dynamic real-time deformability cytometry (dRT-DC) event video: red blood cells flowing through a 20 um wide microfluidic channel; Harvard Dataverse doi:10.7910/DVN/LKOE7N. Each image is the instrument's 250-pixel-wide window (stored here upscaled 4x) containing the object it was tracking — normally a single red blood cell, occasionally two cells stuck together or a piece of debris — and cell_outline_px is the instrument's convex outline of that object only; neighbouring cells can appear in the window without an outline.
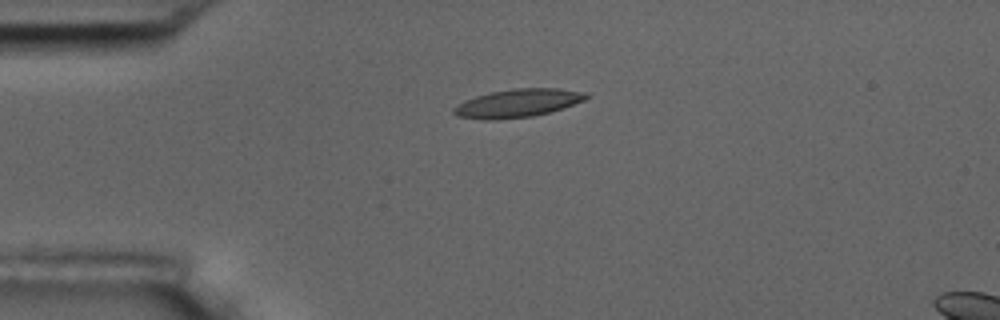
{"species": "common noctule bat (a hibernating species)", "species_latin": "Nyctalus noctula", "temperature_condition": "room temperature", "stored_images_in_passage": 42, "camera_frame_rate_fps": 3000, "um_per_image_px": 0.085, "animal": {"sex": "male", "body_mass_g": 17.5, "forearm_length_mm": 52.3}, "frame": {"image": 1, "passage_image": 1, "time_ms": 0.0, "image_size_px": [1000, 320], "cell_outline_px": [[588, 96], [584, 100], [548, 112], [532, 116], [496, 120], [480, 120], [456, 116], [452, 112], [452, 108], [464, 100], [488, 92], [512, 88], [556, 88], [584, 92]], "centroid_in_image_um": [43.9, 8.77], "position_along_channel_um": 41.1, "area_um2": 21.73}}
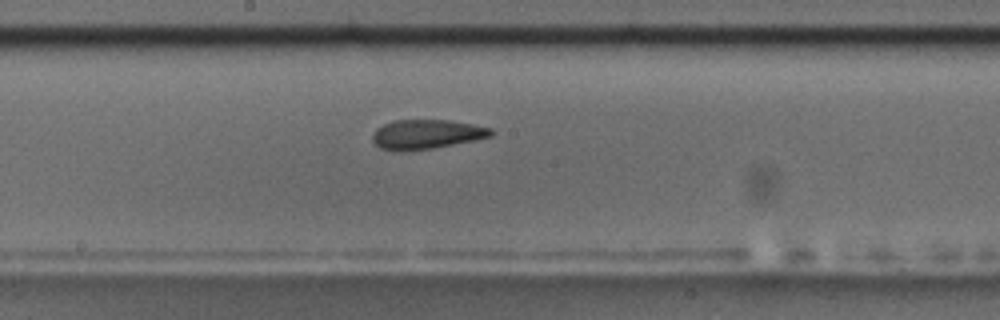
{"frame": {"image": 2, "passage_image": 17, "time_ms": 5.333, "image_size_px": [1000, 320], "cell_outline_px": [[492, 136], [432, 148], [400, 152], [392, 152], [380, 148], [372, 140], [372, 132], [376, 128], [392, 120], [448, 120], [472, 124], [492, 128]], "centroid_in_image_um": [36.17, 11.42], "position_along_channel_um": 212.0, "area_um2": 20.35}}
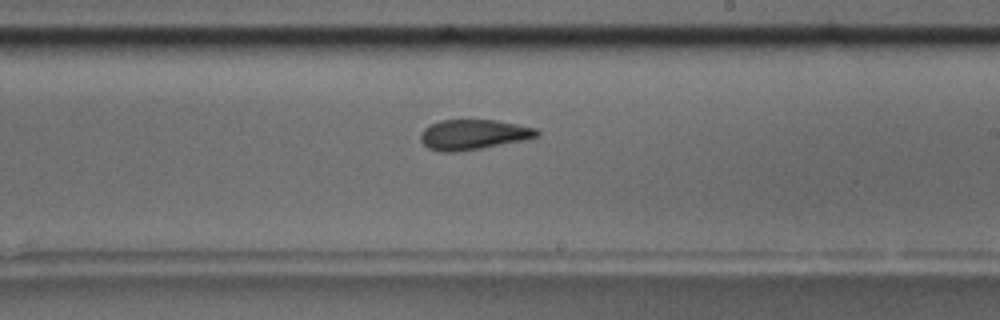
{"frame": {"image": 3, "passage_image": 20, "time_ms": 6.333, "image_size_px": [1000, 320], "cell_outline_px": [[540, 136], [524, 140], [480, 148], [456, 152], [440, 152], [428, 148], [420, 140], [420, 132], [424, 128], [440, 120], [496, 120], [536, 128], [540, 132]], "centroid_in_image_um": [40.22, 11.44], "position_along_channel_um": 248.8, "area_um2": 20.4}, "authors_computed_cell_mechanics": {"area_um2": 20.6924, "velocity_mm_per_s": 3.6948, "shape_relaxation_time_tau1_ms": null, "shape_relaxation_time_tau2_ms": 2.9998, "deformation_change_tau1": null, "deformation_change_tau2": 0.1068}}